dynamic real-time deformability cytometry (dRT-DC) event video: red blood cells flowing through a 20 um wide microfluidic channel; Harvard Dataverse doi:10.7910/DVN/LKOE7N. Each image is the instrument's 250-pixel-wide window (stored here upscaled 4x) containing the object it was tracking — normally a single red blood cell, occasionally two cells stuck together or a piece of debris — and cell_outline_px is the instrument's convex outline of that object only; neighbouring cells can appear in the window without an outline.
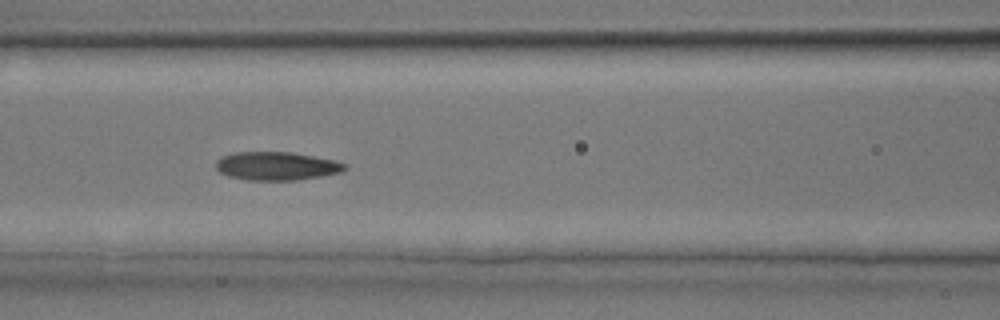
{"species": "common noctule bat (a hibernating species)", "species_latin": "Nyctalus noctula", "temperature_condition": "room temperature", "stored_images_in_passage": 35, "camera_frame_rate_fps": 3000, "um_per_image_px": 0.085, "animal": {"sex": "male", "body_mass_g": 17.9, "forearm_length_mm": 54.2}, "frame": {"image": 1, "passage_image": 15, "time_ms": 4.667, "image_size_px": [1000, 320], "cell_outline_px": [[348, 168], [340, 172], [320, 176], [296, 180], [248, 180], [228, 176], [220, 172], [216, 168], [216, 160], [220, 156], [236, 152], [292, 152], [332, 160], [348, 164]], "centroid_in_image_um": [23.48, 14.11], "position_along_channel_um": 143.1, "area_um2": 21.27}}
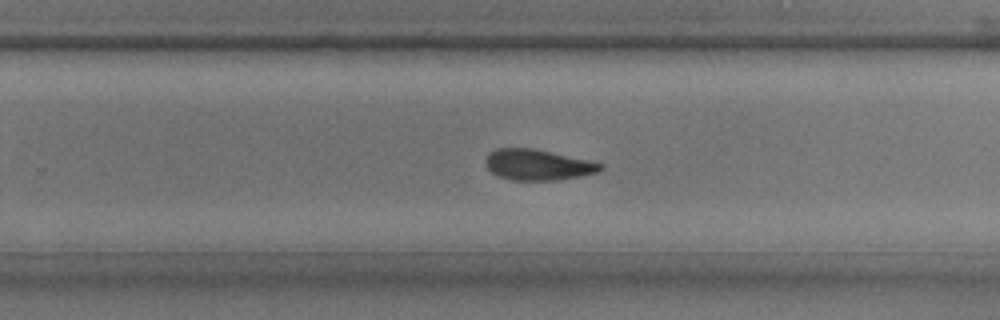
{"frame": {"image": 2, "passage_image": 22, "time_ms": 7.0, "image_size_px": [1000, 320], "cell_outline_px": [[604, 168], [600, 172], [580, 176], [556, 180], [512, 180], [500, 176], [492, 172], [488, 168], [484, 160], [488, 152], [496, 148], [532, 148], [604, 164]], "centroid_in_image_um": [45.69, 14.0], "position_along_channel_um": 284.1, "area_um2": 20.46}}
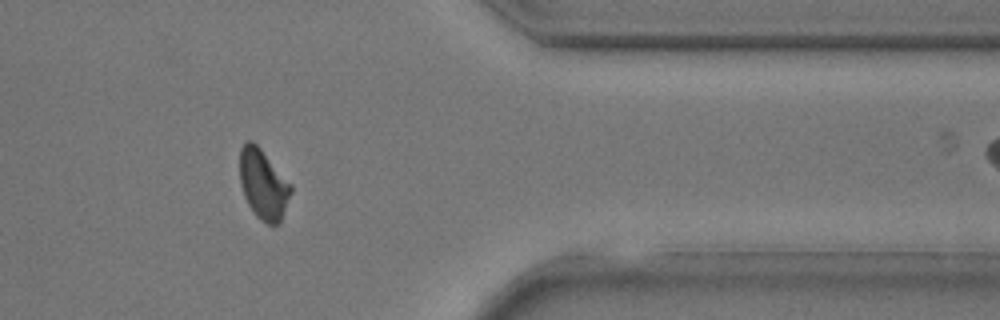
{"frame": {"image": 3, "passage_image": 28, "time_ms": 9.0, "image_size_px": [1000, 320], "cell_outline_px": [[292, 192], [280, 220], [276, 224], [268, 224], [260, 220], [256, 216], [248, 204], [244, 196], [240, 184], [240, 148], [248, 140], [252, 140], [260, 148], [292, 184]], "centroid_in_image_um": [22.37, 15.65], "position_along_channel_um": 389.0, "area_um2": 20.69}}